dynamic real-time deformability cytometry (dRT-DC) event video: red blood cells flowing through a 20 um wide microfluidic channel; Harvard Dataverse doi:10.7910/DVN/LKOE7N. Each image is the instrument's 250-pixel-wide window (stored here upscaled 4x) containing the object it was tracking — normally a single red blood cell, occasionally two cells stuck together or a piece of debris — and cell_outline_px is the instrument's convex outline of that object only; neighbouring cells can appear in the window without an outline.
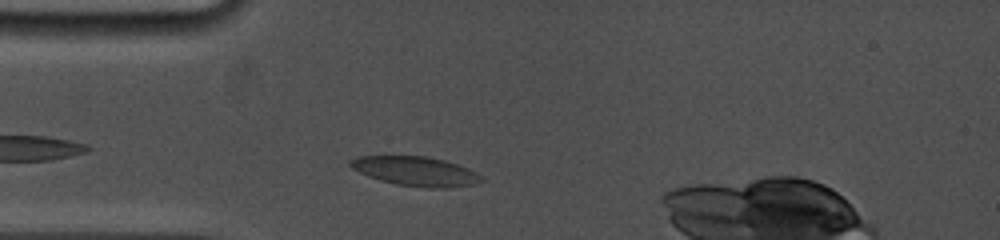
{"species": "common noctule bat (a hibernating species)", "species_latin": "Nyctalus noctula", "temperature_condition": "cold", "stored_images_in_passage": 31, "camera_frame_rate_fps": 5000, "um_per_image_px": 0.085, "animal": {"sex": "female", "body_mass_g": 19.0, "forearm_length_mm": 53.3}, "frame": {"image": 1, "passage_image": 3, "time_ms": 0.8, "image_size_px": [1000, 240], "cell_outline_px": [[484, 180], [472, 184], [448, 188], [424, 188], [396, 184], [380, 180], [368, 176], [352, 168], [348, 164], [348, 160], [356, 156], [428, 156], [444, 160], [468, 168], [484, 176]], "centroid_in_image_um": [35.32, 14.55], "position_along_channel_um": 49.7, "area_um2": 22.54}}
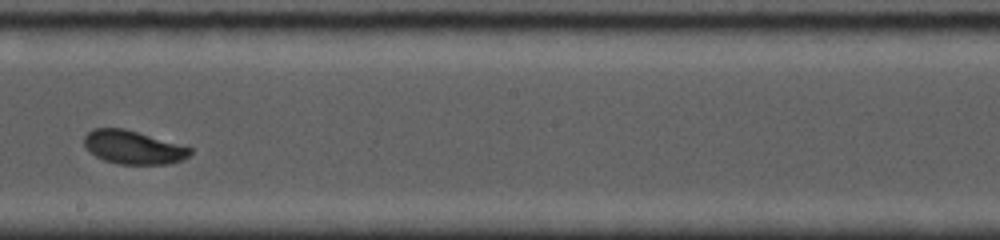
{"frame": {"image": 2, "passage_image": 17, "time_ms": 6.0, "image_size_px": [1000, 240], "cell_outline_px": [[192, 152], [184, 160], [172, 164], [120, 164], [104, 160], [96, 156], [84, 144], [84, 136], [92, 128], [124, 128], [192, 148]], "centroid_in_image_um": [11.34, 12.53], "position_along_channel_um": 236.9, "area_um2": 20.52}}
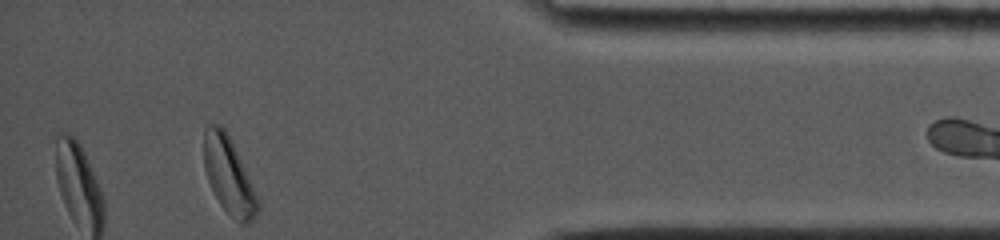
{"frame": {"image": 3, "passage_image": 31, "time_ms": 11.4, "image_size_px": [1000, 240], "cell_outline_px": [[260, 208], [256, 216], [248, 224], [240, 224], [220, 204], [208, 180], [204, 168], [204, 128], [208, 124], [220, 124], [228, 132], [232, 140], [260, 200]], "centroid_in_image_um": [19.47, 14.91], "position_along_channel_um": 415.7, "area_um2": 24.28}, "authors_computed_cell_mechanics": {"area_um2": 21.2704, "velocity_mm_per_s": 3.7682, "shape_relaxation_time_tau1_ms": 3.4688, "shape_relaxation_time_tau2_ms": 4.0133, "deformation_change_tau1": 0.1198, "deformation_change_tau2": 0.0629}}